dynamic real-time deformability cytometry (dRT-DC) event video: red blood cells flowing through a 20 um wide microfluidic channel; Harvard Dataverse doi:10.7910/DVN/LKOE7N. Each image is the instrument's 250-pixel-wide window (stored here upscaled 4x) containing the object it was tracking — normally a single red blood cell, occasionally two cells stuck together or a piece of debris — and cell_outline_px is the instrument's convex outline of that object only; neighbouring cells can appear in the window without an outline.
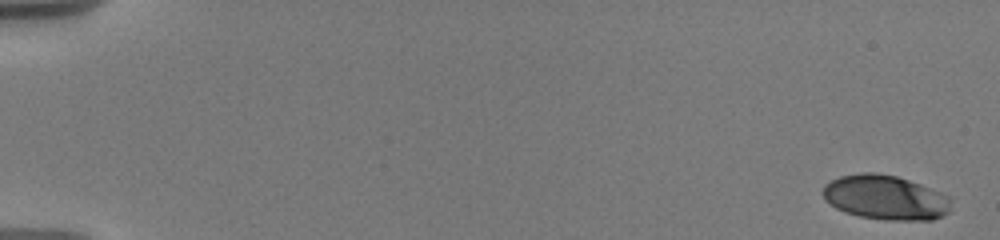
{"species": "human", "species_latin": "Homo sapiens", "temperature_condition": "warm", "stored_images_in_passage": 27, "camera_frame_rate_fps": 3000, "um_per_image_px": 0.085, "donor": {"sex": "male"}, "frame": {"image": 1, "passage_image": 1, "time_ms": 0.0, "image_size_px": [1000, 240], "cell_outline_px": [[952, 200], [948, 212], [932, 220], [888, 220], [860, 216], [844, 212], [836, 208], [824, 200], [820, 192], [824, 184], [840, 176], [860, 172], [876, 172], [896, 176], [920, 184], [940, 192], [948, 196]], "centroid_in_image_um": [75.21, 16.78], "position_along_channel_um": 9.8, "area_um2": 33.47}}
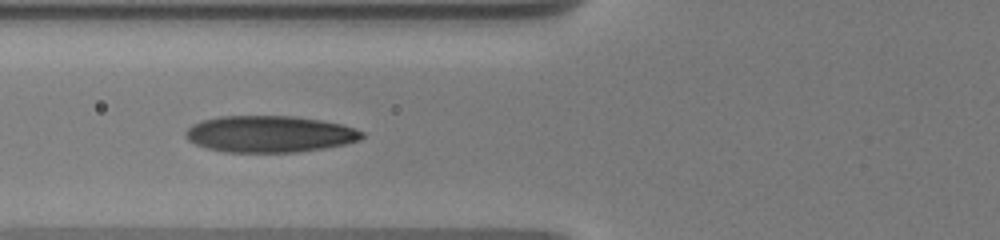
{"frame": {"image": 2, "passage_image": 23, "time_ms": 7.333, "image_size_px": [1000, 240], "cell_outline_px": [[364, 136], [360, 140], [344, 144], [324, 148], [300, 152], [224, 152], [208, 148], [196, 144], [188, 140], [184, 136], [184, 132], [192, 124], [200, 120], [220, 116], [296, 116], [320, 120], [340, 124], [364, 132]], "centroid_in_image_um": [22.88, 11.39], "position_along_channel_um": 102.9, "area_um2": 37.69}}
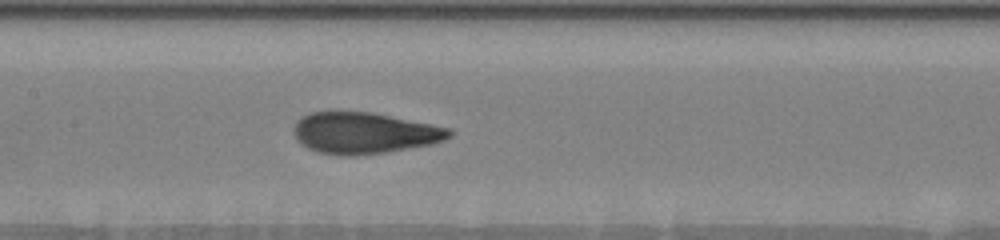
{"frame": {"image": 3, "passage_image": 27, "time_ms": 9.333, "image_size_px": [1000, 240], "cell_outline_px": [[452, 136], [444, 140], [432, 144], [384, 152], [356, 156], [344, 156], [316, 152], [308, 148], [296, 140], [292, 132], [292, 128], [296, 120], [300, 116], [308, 112], [328, 108], [336, 108], [372, 112], [452, 128]], "centroid_in_image_um": [30.86, 11.25], "position_along_channel_um": 176.5, "area_um2": 38.84}}